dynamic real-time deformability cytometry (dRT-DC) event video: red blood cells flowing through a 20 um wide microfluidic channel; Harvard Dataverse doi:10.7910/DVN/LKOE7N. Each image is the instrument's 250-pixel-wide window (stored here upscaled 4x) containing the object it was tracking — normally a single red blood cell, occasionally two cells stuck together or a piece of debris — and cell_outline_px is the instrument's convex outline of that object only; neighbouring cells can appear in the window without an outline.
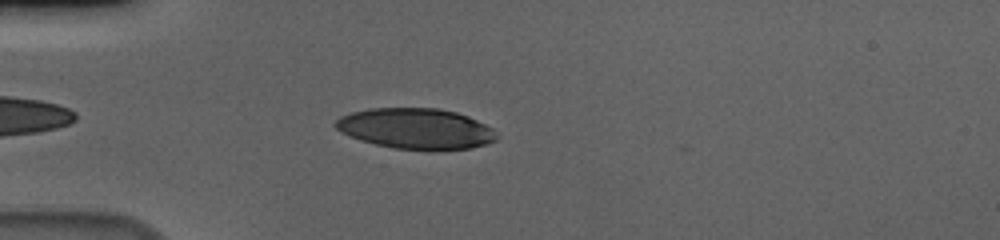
{"species": "human", "species_latin": "Homo sapiens", "temperature_condition": "cold", "stored_images_in_passage": 42, "camera_frame_rate_fps": 3000, "um_per_image_px": 0.085, "donor": {"sex": "male"}, "frame": {"image": 1, "passage_image": 5, "time_ms": 1.333, "image_size_px": [1000, 240], "cell_outline_px": [[500, 136], [496, 140], [484, 144], [468, 148], [396, 148], [376, 144], [360, 140], [340, 132], [332, 124], [340, 116], [352, 112], [372, 108], [440, 108], [456, 112], [468, 116], [492, 128]], "centroid_in_image_um": [35.32, 10.9], "position_along_channel_um": 49.7, "area_um2": 37.57}}
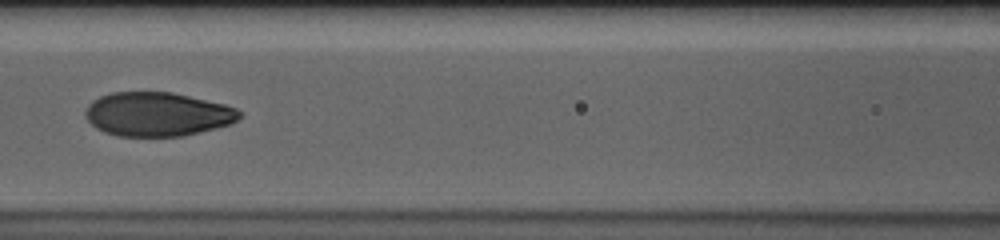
{"frame": {"image": 2, "passage_image": 15, "time_ms": 4.667, "image_size_px": [1000, 240], "cell_outline_px": [[240, 116], [232, 124], [184, 136], [116, 136], [104, 132], [96, 128], [84, 116], [84, 112], [88, 104], [92, 100], [100, 96], [112, 92], [172, 92], [224, 104], [236, 108], [240, 112]], "centroid_in_image_um": [13.35, 9.71], "position_along_channel_um": 153.2, "area_um2": 39.59}}
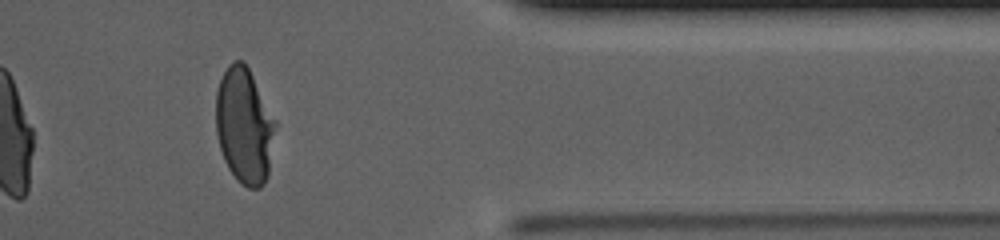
{"frame": {"image": 3, "passage_image": 36, "time_ms": 11.667, "image_size_px": [1000, 240], "cell_outline_px": [[276, 124], [268, 176], [264, 184], [260, 188], [248, 188], [236, 180], [228, 168], [224, 160], [220, 148], [216, 132], [216, 92], [220, 80], [228, 64], [232, 60], [244, 60], [276, 120]], "centroid_in_image_um": [20.76, 10.69], "position_along_channel_um": 390.6, "area_um2": 40.34}, "authors_computed_cell_mechanics": {"area_um2": 39.8531, "velocity_mm_per_s": 3.6351, "shape_relaxation_time_tau1_ms": 4.2473, "shape_relaxation_time_tau2_ms": 0.7884, "deformation_change_tau1": 0.1958, "deformation_change_tau2": 0.0504}}